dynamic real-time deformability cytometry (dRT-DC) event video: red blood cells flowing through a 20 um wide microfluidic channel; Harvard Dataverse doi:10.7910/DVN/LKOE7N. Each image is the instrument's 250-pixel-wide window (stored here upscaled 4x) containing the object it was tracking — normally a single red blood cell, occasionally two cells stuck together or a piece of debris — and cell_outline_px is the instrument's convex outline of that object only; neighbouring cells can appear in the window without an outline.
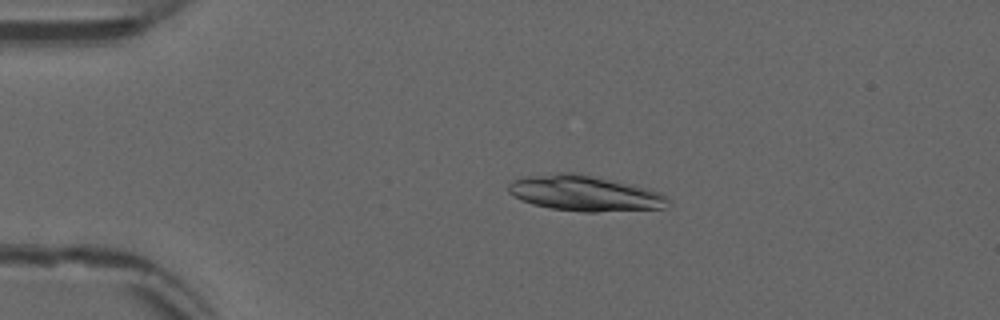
{"species": "common noctule bat (a hibernating species)", "species_latin": "Nyctalus noctula", "temperature_condition": "warm", "stored_images_in_passage": 52, "camera_frame_rate_fps": 3000, "um_per_image_px": 0.085, "animal": {"sex": "male", "forearm_length_mm": 52.5}, "frame": {"image": 1, "passage_image": 11, "time_ms": 3.333, "image_size_px": [1000, 320], "cell_outline_px": [[672, 200], [664, 208], [596, 212], [584, 212], [552, 208], [532, 204], [520, 200], [508, 192], [508, 184], [512, 180], [528, 176], [556, 172], [572, 172], [632, 184], [648, 188], [660, 192], [668, 196]], "centroid_in_image_um": [49.72, 16.43], "position_along_channel_um": 35.3, "area_um2": 33.18}}
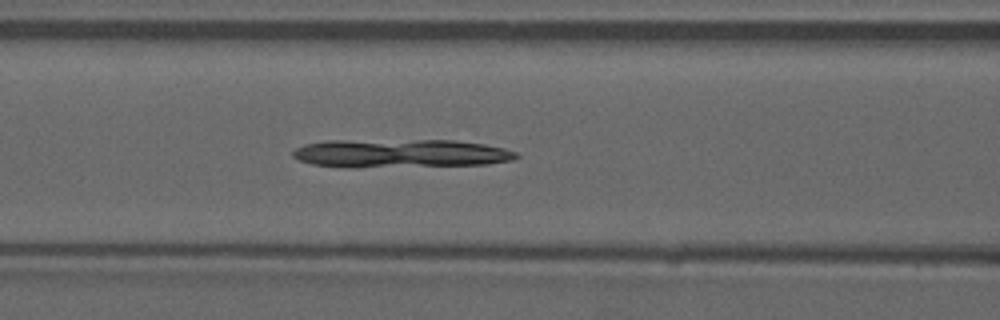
{"frame": {"image": 2, "passage_image": 22, "time_ms": 7.0, "image_size_px": [1000, 320], "cell_outline_px": [[520, 156], [512, 160], [488, 164], [356, 168], [348, 168], [312, 164], [300, 160], [292, 156], [292, 152], [296, 148], [304, 144], [328, 140], [456, 140], [484, 144], [504, 148], [516, 152]], "centroid_in_image_um": [34.02, 13.04], "position_along_channel_um": 132.6, "area_um2": 37.45}}
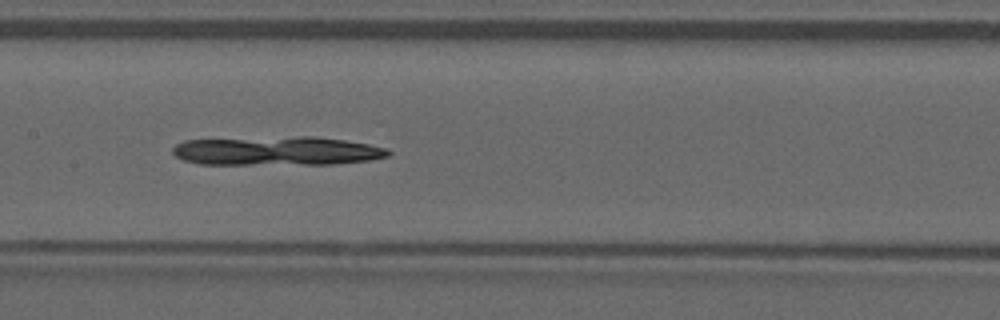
{"frame": {"image": 3, "passage_image": 26, "time_ms": 8.333, "image_size_px": [1000, 320], "cell_outline_px": [[392, 152], [388, 156], [368, 160], [332, 164], [200, 164], [184, 160], [176, 156], [172, 152], [172, 148], [176, 144], [184, 140], [296, 136], [312, 136], [344, 140], [368, 144], [388, 148]], "centroid_in_image_um": [23.53, 12.82], "position_along_channel_um": 183.9, "area_um2": 36.36}}